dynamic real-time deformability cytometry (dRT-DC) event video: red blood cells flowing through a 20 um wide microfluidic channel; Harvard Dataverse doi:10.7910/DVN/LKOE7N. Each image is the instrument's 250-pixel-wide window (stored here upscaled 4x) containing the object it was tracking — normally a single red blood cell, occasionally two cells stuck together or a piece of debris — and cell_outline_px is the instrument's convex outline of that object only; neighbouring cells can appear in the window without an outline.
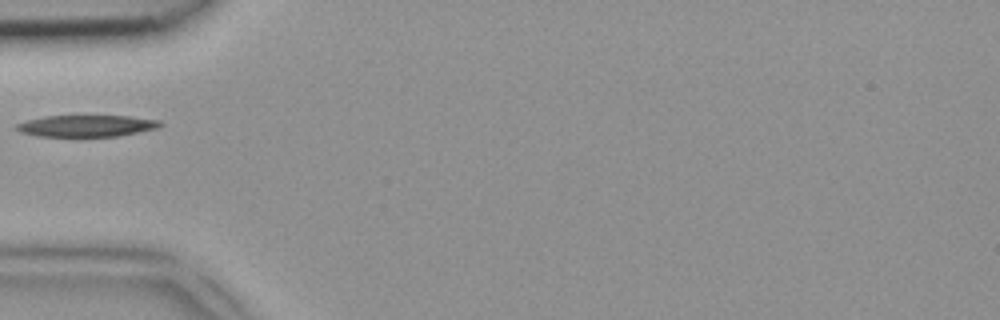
{"species": "common noctule bat (a hibernating species)", "species_latin": "Nyctalus noctula", "temperature_condition": "room temperature", "stored_images_in_passage": 25, "camera_frame_rate_fps": 3000, "um_per_image_px": 0.085, "animal": {"sex": "female", "body_mass_g": 18.4}, "frame": {"image": 1, "passage_image": 1, "time_ms": 0.0, "image_size_px": [1000, 320], "cell_outline_px": [[164, 124], [160, 128], [120, 136], [36, 136], [20, 132], [16, 128], [16, 124], [28, 120], [44, 116], [128, 116], [160, 120]], "centroid_in_image_um": [7.42, 10.7], "position_along_channel_um": 77.6, "area_um2": 18.15}}
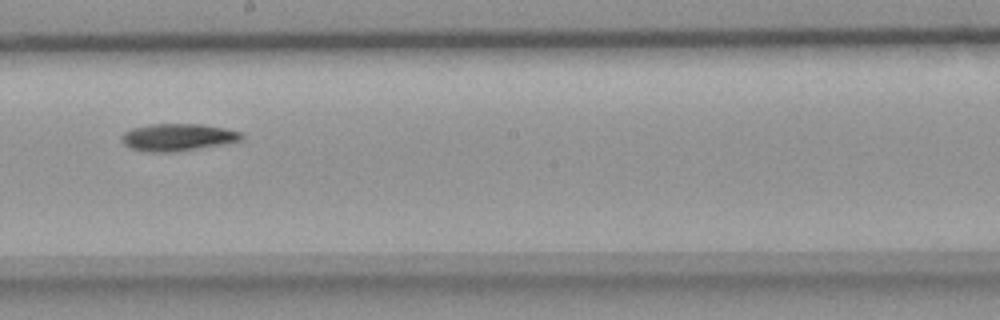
{"frame": {"image": 2, "passage_image": 12, "time_ms": 3.667, "image_size_px": [1000, 320], "cell_outline_px": [[244, 136], [240, 140], [224, 144], [172, 152], [148, 152], [128, 148], [120, 140], [120, 136], [124, 132], [132, 128], [152, 124], [200, 124], [224, 128], [240, 132]], "centroid_in_image_um": [15.05, 11.67], "position_along_channel_um": 233.2, "area_um2": 19.02}}
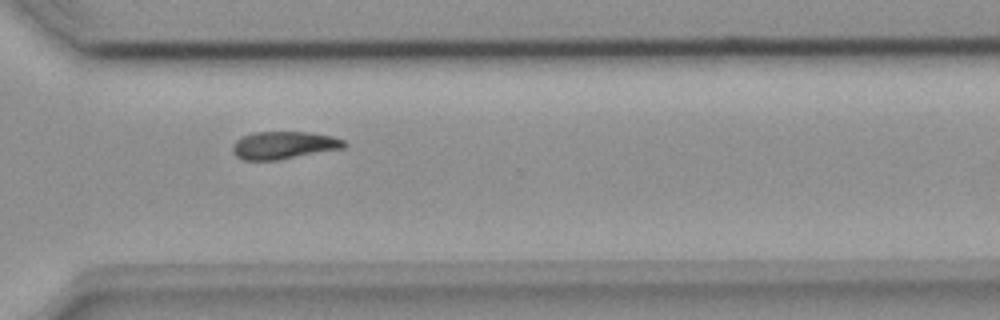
{"frame": {"image": 3, "passage_image": 20, "time_ms": 6.333, "image_size_px": [1000, 320], "cell_outline_px": [[348, 144], [344, 148], [276, 160], [244, 160], [236, 156], [232, 152], [232, 144], [240, 136], [252, 132], [308, 132], [332, 136], [344, 140]], "centroid_in_image_um": [24.09, 12.33], "position_along_channel_um": 346.5, "area_um2": 18.03}}